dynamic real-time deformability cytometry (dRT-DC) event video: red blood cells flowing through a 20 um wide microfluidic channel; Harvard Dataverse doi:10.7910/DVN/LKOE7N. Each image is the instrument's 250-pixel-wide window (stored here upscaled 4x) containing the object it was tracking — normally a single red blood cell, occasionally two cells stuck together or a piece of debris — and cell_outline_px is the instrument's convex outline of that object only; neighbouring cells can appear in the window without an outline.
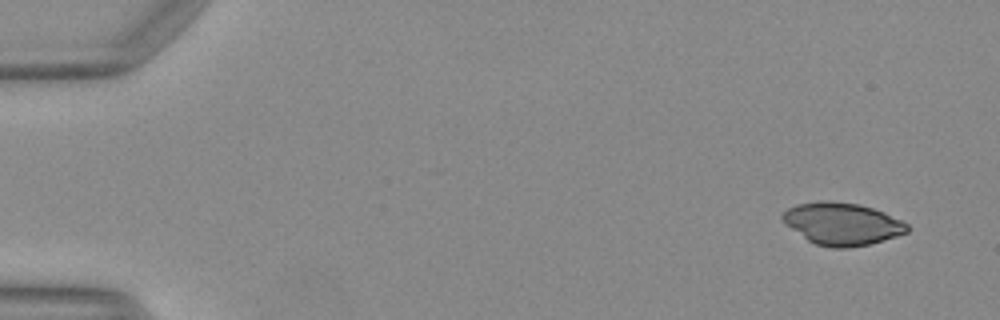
{"species": "Egyptian fruit bat (a non-hibernating species)", "species_latin": "Rousettus aegyptiacus", "temperature_condition": "warm", "stored_images_in_passage": 21, "camera_frame_rate_fps": 3000, "um_per_image_px": 0.085, "animal": {"sex": "female"}, "frame": {"image": 1, "passage_image": 1, "time_ms": 0.0, "image_size_px": [1000, 320], "cell_outline_px": [[908, 232], [896, 236], [868, 244], [848, 248], [832, 248], [816, 244], [808, 240], [784, 224], [780, 216], [788, 208], [796, 204], [820, 200], [828, 200], [856, 204], [872, 208], [884, 212], [908, 224]], "centroid_in_image_um": [71.54, 19.02], "position_along_channel_um": 13.5, "area_um2": 30.63}}
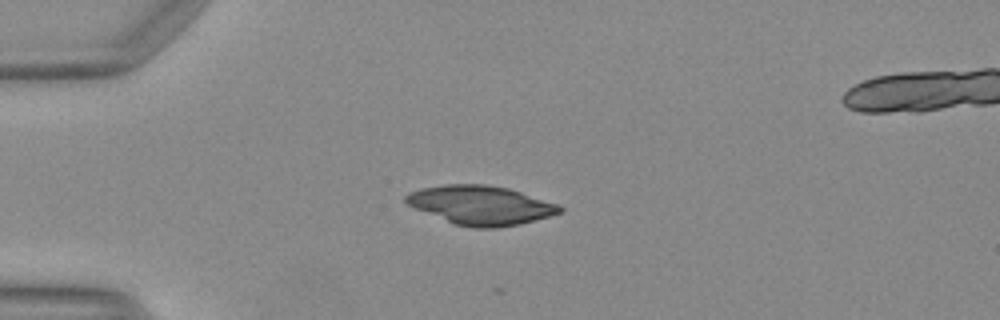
{"frame": {"image": 2, "passage_image": 11, "time_ms": 3.333, "image_size_px": [1000, 320], "cell_outline_px": [[564, 212], [520, 224], [496, 228], [472, 228], [456, 224], [416, 208], [408, 204], [404, 200], [404, 196], [408, 192], [420, 188], [444, 184], [484, 184], [508, 188], [556, 204], [564, 208]], "centroid_in_image_um": [40.86, 17.43], "position_along_channel_um": 44.1, "area_um2": 34.68}}